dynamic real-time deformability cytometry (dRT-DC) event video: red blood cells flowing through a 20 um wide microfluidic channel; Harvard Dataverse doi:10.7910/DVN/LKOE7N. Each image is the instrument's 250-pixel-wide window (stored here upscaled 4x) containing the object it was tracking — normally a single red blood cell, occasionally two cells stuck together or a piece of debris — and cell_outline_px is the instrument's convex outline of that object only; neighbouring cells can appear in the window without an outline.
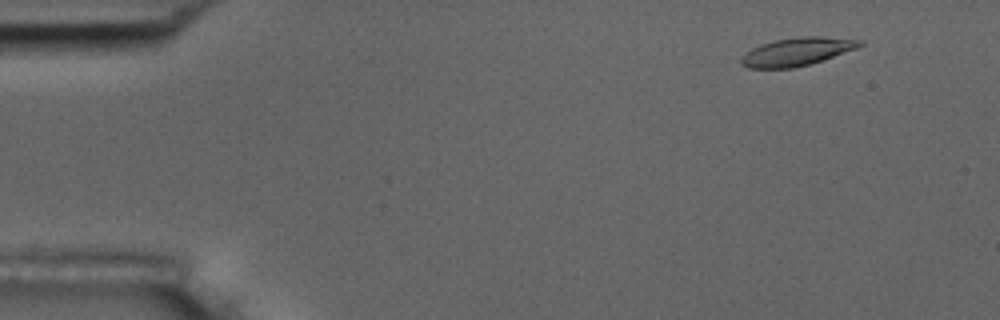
{"species": "common noctule bat (a hibernating species)", "species_latin": "Nyctalus noctula", "temperature_condition": "room temperature", "stored_images_in_passage": 6, "camera_frame_rate_fps": 3000, "um_per_image_px": 0.085, "animal": {"sex": "male", "body_mass_g": 17.5, "forearm_length_mm": 52.3}, "frame": {"image": 1, "passage_image": 2, "time_ms": 1.333, "image_size_px": [1000, 320], "cell_outline_px": [[864, 44], [856, 48], [808, 64], [792, 68], [748, 68], [740, 64], [740, 60], [752, 48], [760, 44], [776, 40], [800, 36], [824, 36], [864, 40]], "centroid_in_image_um": [67.74, 4.38], "position_along_channel_um": 17.3, "area_um2": 19.13}}
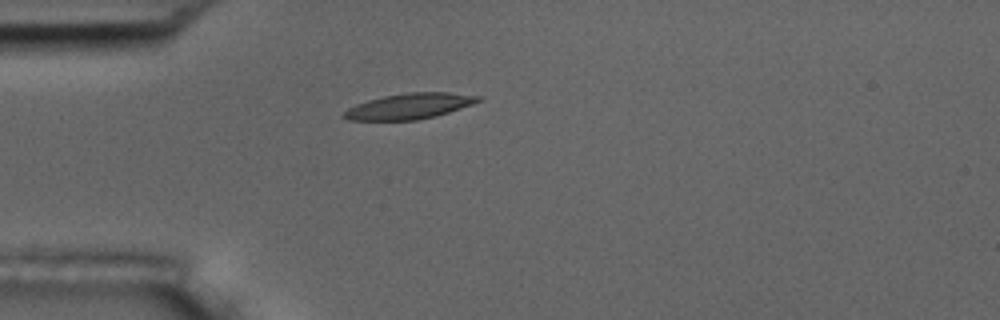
{"frame": {"image": 2, "passage_image": 5, "time_ms": 4.667, "image_size_px": [1000, 320], "cell_outline_px": [[484, 100], [436, 116], [416, 120], [348, 120], [340, 116], [348, 108], [356, 104], [368, 100], [384, 96], [408, 92], [448, 92], [484, 96]], "centroid_in_image_um": [34.82, 9.02], "position_along_channel_um": 50.2, "area_um2": 20.17}}